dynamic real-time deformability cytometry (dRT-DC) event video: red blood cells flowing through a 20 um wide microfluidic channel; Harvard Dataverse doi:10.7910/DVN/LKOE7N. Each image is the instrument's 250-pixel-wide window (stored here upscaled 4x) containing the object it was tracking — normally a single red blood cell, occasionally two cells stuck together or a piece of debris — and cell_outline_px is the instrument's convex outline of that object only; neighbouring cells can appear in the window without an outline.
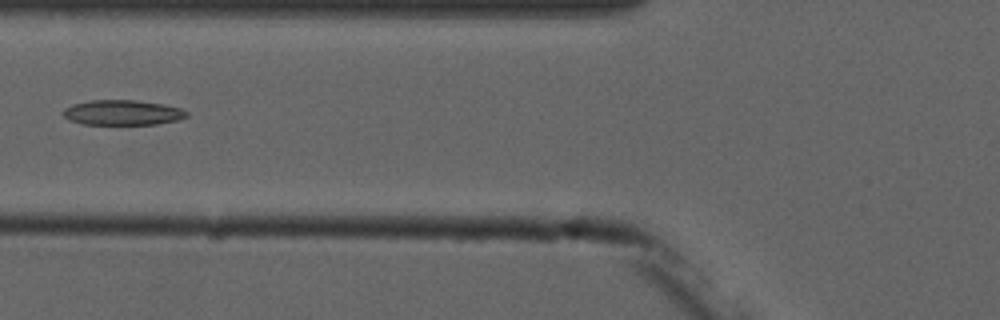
{"species": "common noctule bat (a hibernating species)", "species_latin": "Nyctalus noctula", "temperature_condition": "cold", "stored_images_in_passage": 5, "camera_frame_rate_fps": 3000, "um_per_image_px": 0.085, "animal": {"sex": "male", "forearm_length_mm": 52.5}, "frame": {"image": 1, "passage_image": 5, "time_ms": 4.333, "image_size_px": [1000, 320], "cell_outline_px": [[188, 116], [176, 120], [156, 124], [84, 124], [68, 120], [60, 112], [64, 108], [72, 104], [92, 100], [136, 100], [164, 104], [180, 108], [188, 112]], "centroid_in_image_um": [10.38, 9.56], "position_along_channel_um": 115.4, "area_um2": 18.09}}